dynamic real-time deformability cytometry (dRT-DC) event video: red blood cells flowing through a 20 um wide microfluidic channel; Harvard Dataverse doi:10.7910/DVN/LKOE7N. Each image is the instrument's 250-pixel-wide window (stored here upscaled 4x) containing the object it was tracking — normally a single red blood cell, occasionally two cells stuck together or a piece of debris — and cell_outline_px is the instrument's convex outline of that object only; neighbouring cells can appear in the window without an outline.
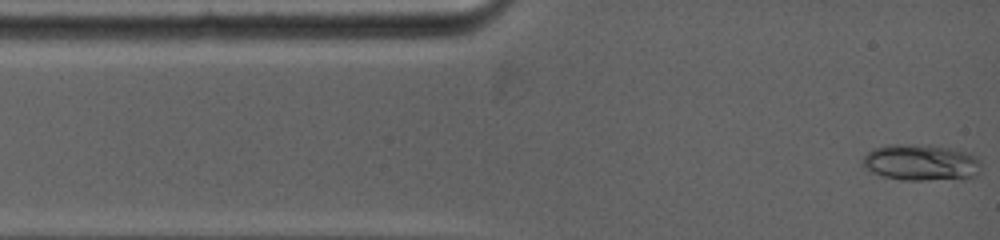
{"species": "common noctule bat (a hibernating species)", "species_latin": "Nyctalus noctula", "temperature_condition": "warm", "stored_images_in_passage": 8, "camera_frame_rate_fps": 5000, "um_per_image_px": 0.085, "animal": {"sex": "female", "body_mass_g": 19.0, "forearm_length_mm": 53.3}, "frame": {"image": 1, "passage_image": 1, "time_ms": 0.0, "image_size_px": [1000, 240], "cell_outline_px": [[980, 168], [976, 176], [964, 180], [900, 180], [884, 176], [872, 172], [864, 168], [860, 164], [864, 156], [868, 152], [876, 148], [888, 144], [928, 144], [972, 152], [980, 160]], "centroid_in_image_um": [78.33, 13.82], "position_along_channel_um": 6.7, "area_um2": 25.84}}
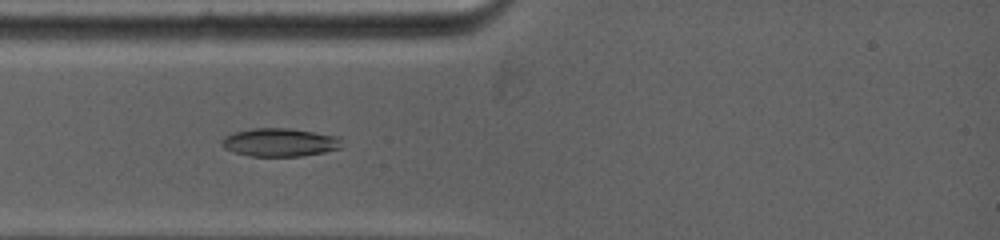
{"frame": {"image": 2, "passage_image": 6, "time_ms": 2.6, "image_size_px": [1000, 240], "cell_outline_px": [[340, 148], [324, 152], [300, 156], [248, 156], [232, 152], [224, 148], [224, 136], [236, 132], [252, 128], [288, 128], [336, 136], [340, 140]], "centroid_in_image_um": [23.75, 12.11], "position_along_channel_um": 61.2, "area_um2": 19.42}}